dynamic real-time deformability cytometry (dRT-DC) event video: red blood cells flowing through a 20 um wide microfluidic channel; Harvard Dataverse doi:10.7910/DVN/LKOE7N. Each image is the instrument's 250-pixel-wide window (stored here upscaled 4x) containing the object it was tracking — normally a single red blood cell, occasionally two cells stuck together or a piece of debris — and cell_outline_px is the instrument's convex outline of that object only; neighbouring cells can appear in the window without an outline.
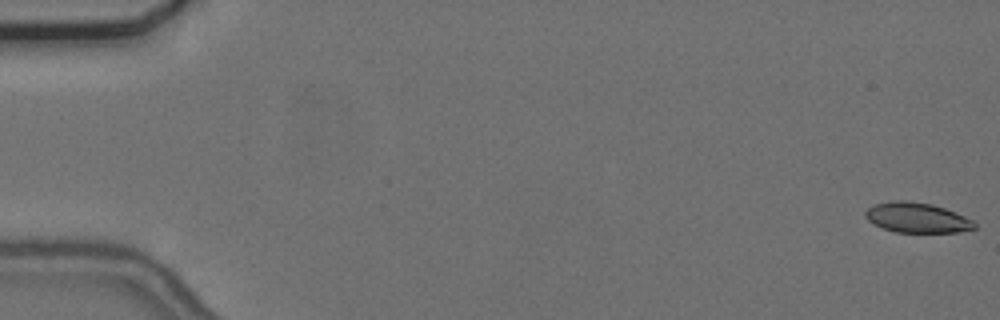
{"species": "common noctule bat (a hibernating species)", "species_latin": "Nyctalus noctula", "temperature_condition": "cold", "stored_images_in_passage": 57, "camera_frame_rate_fps": 3000, "um_per_image_px": 0.085, "animal": {"sex": "female", "body_mass_g": 24.6, "forearm_length_mm": 56.2}, "frame": {"image": 1, "passage_image": 1, "time_ms": 0.0, "image_size_px": [1000, 320], "cell_outline_px": [[976, 228], [960, 232], [896, 232], [884, 228], [868, 220], [864, 216], [864, 212], [868, 208], [876, 204], [892, 200], [904, 200], [932, 204], [944, 208], [964, 216], [972, 220], [976, 224]], "centroid_in_image_um": [77.94, 18.5], "position_along_channel_um": 7.1, "area_um2": 18.96}}
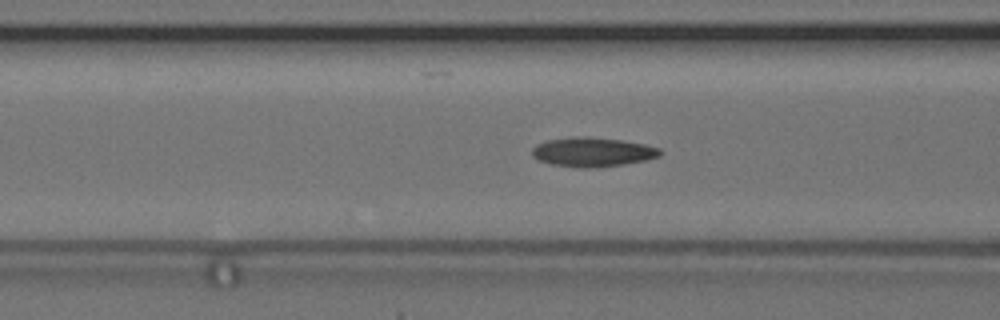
{"frame": {"image": 2, "passage_image": 23, "time_ms": 7.333, "image_size_px": [1000, 320], "cell_outline_px": [[664, 152], [660, 156], [644, 160], [624, 164], [596, 168], [580, 168], [552, 164], [540, 160], [532, 156], [532, 148], [536, 144], [548, 140], [584, 136], [620, 140], [644, 144], [660, 148]], "centroid_in_image_um": [50.39, 12.93], "position_along_channel_um": 116.2, "area_um2": 21.73}}
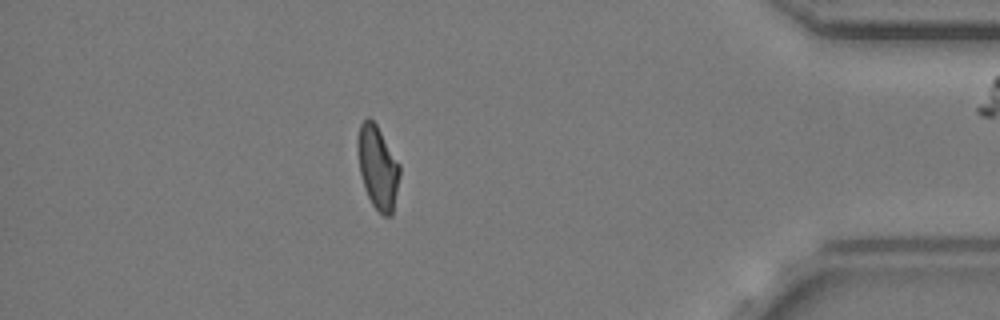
{"frame": {"image": 3, "passage_image": 50, "time_ms": 16.333, "image_size_px": [1000, 320], "cell_outline_px": [[400, 176], [392, 216], [384, 216], [372, 204], [364, 188], [360, 172], [356, 148], [356, 140], [360, 124], [368, 116], [376, 124], [400, 164]], "centroid_in_image_um": [32.1, 14.21], "position_along_channel_um": 403.1, "area_um2": 20.52}, "authors_computed_cell_mechanics": {"area_um2": 20.808, "velocity_mm_per_s": 3.6623, "shape_relaxation_time_tau1_ms": 11.2858, "shape_relaxation_time_tau2_ms": 3.2393, "deformation_change_tau1": 0.2212, "deformation_change_tau2": 0.0956}}